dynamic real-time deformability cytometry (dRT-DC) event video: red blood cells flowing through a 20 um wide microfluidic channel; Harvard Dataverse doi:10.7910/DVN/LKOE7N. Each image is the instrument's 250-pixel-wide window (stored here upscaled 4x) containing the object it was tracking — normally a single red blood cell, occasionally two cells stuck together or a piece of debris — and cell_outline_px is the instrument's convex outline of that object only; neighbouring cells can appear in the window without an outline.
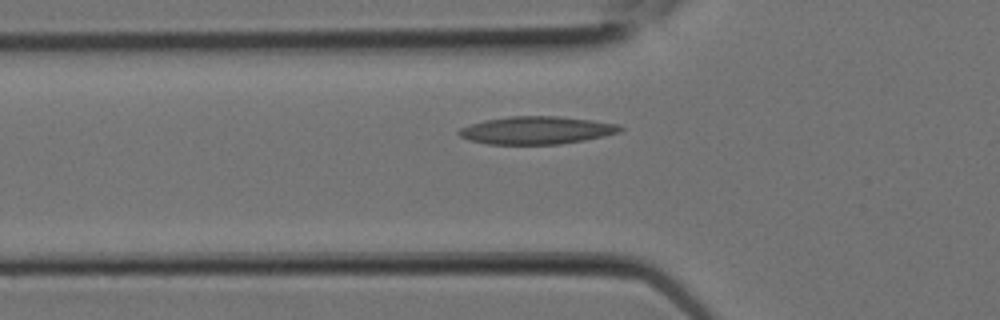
{"species": "Egyptian fruit bat (a non-hibernating species)", "species_latin": "Rousettus aegyptiacus", "temperature_condition": "room temperature", "stored_images_in_passage": 3, "camera_frame_rate_fps": 3000, "um_per_image_px": 0.085, "animal": {"sex": "female"}, "frame": {"image": 1, "passage_image": 3, "time_ms": 0.667, "image_size_px": [1000, 320], "cell_outline_px": [[624, 128], [620, 132], [604, 136], [584, 140], [560, 144], [488, 144], [468, 140], [460, 136], [456, 132], [460, 128], [484, 120], [508, 116], [560, 116], [592, 120], [620, 124]], "centroid_in_image_um": [45.62, 11.07], "position_along_channel_um": 80.2, "area_um2": 26.18}}